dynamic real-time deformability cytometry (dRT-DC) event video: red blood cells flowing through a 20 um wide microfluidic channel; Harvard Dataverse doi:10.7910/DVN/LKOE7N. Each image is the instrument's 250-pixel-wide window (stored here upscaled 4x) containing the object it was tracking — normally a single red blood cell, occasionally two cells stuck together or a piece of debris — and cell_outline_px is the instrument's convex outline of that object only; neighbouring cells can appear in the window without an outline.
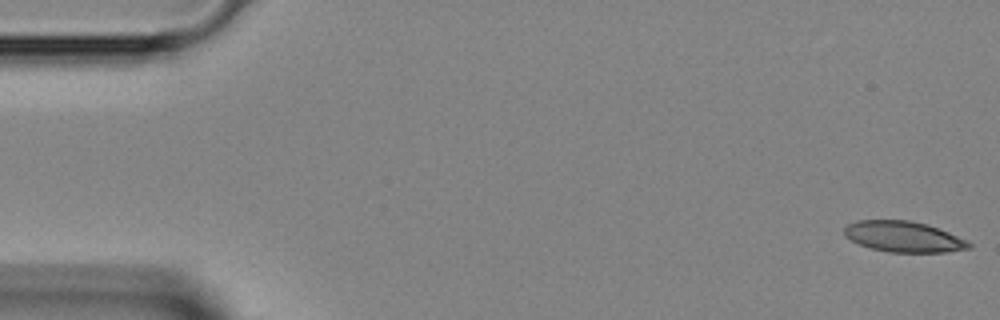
{"species": "Egyptian fruit bat (a non-hibernating species)", "species_latin": "Rousettus aegyptiacus", "temperature_condition": "room temperature", "stored_images_in_passage": 44, "camera_frame_rate_fps": 3000, "um_per_image_px": 0.085, "animal": {"sex": "female"}, "frame": {"image": 1, "passage_image": 1, "time_ms": 0.0, "image_size_px": [1000, 320], "cell_outline_px": [[972, 248], [948, 252], [888, 252], [872, 248], [860, 244], [844, 236], [844, 228], [848, 224], [856, 220], [908, 220], [924, 224], [948, 232], [968, 240], [972, 244]], "centroid_in_image_um": [76.82, 20.12], "position_along_channel_um": 8.2, "area_um2": 22.25}}
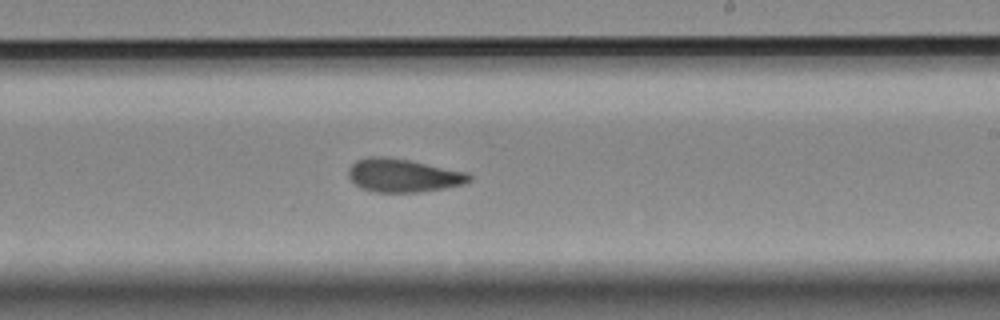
{"frame": {"image": 2, "passage_image": 26, "time_ms": 8.333, "image_size_px": [1000, 320], "cell_outline_px": [[472, 180], [464, 184], [444, 188], [416, 192], [376, 192], [360, 188], [348, 176], [348, 168], [356, 160], [368, 156], [388, 156], [468, 172], [472, 176]], "centroid_in_image_um": [34.26, 14.9], "position_along_channel_um": 254.7, "area_um2": 23.52}}
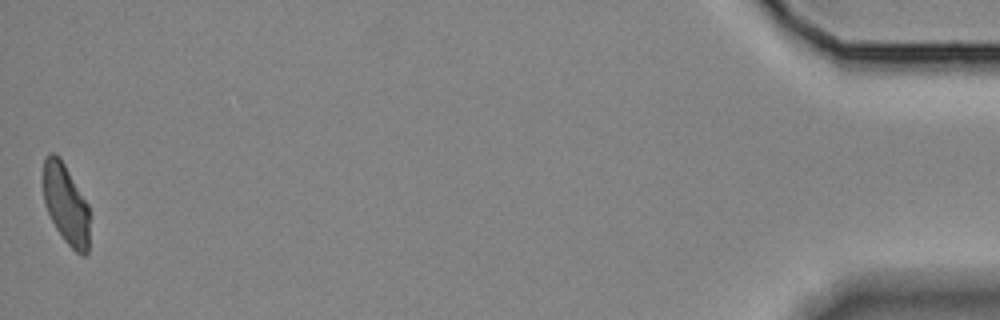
{"frame": {"image": 3, "passage_image": 44, "time_ms": 14.333, "image_size_px": [1000, 320], "cell_outline_px": [[88, 252], [84, 256], [80, 256], [64, 240], [56, 228], [44, 204], [44, 160], [48, 152], [56, 152], [60, 156], [88, 204]], "centroid_in_image_um": [5.6, 17.33], "position_along_channel_um": 429.6, "area_um2": 21.5}}